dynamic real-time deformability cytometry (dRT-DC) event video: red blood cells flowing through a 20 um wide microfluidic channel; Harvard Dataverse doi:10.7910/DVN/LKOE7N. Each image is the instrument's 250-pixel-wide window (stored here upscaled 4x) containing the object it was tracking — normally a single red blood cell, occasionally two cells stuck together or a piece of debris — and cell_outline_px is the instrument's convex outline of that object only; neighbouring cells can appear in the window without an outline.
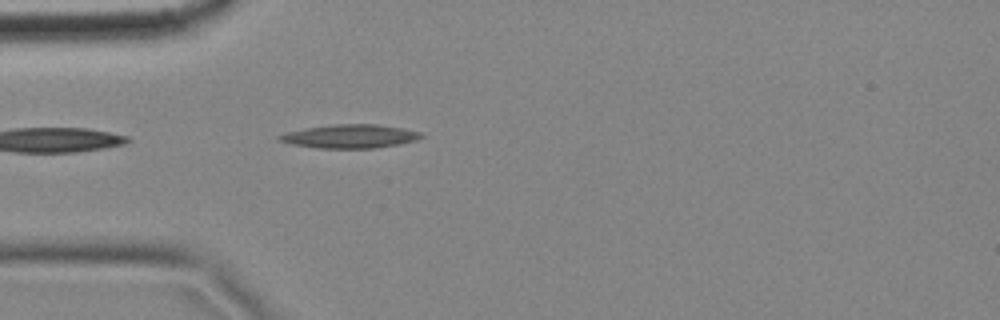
{"species": "common noctule bat (a hibernating species)", "species_latin": "Nyctalus noctula", "temperature_condition": "cold", "stored_images_in_passage": 4, "segment_of_instrument_passage": [2, 2], "camera_frame_rate_fps": 3000, "um_per_image_px": 0.085, "animal": {"sex": "female", "body_mass_g": 18.4}, "frame": {"image": 1, "passage_image": 4, "time_ms": 1.0, "image_size_px": [1000, 320], "cell_outline_px": [[424, 136], [416, 140], [376, 148], [320, 148], [292, 144], [276, 140], [276, 136], [288, 132], [308, 128], [332, 124], [376, 124], [400, 128], [420, 132]], "centroid_in_image_um": [29.72, 11.58], "position_along_channel_um": 55.3, "area_um2": 19.25}}